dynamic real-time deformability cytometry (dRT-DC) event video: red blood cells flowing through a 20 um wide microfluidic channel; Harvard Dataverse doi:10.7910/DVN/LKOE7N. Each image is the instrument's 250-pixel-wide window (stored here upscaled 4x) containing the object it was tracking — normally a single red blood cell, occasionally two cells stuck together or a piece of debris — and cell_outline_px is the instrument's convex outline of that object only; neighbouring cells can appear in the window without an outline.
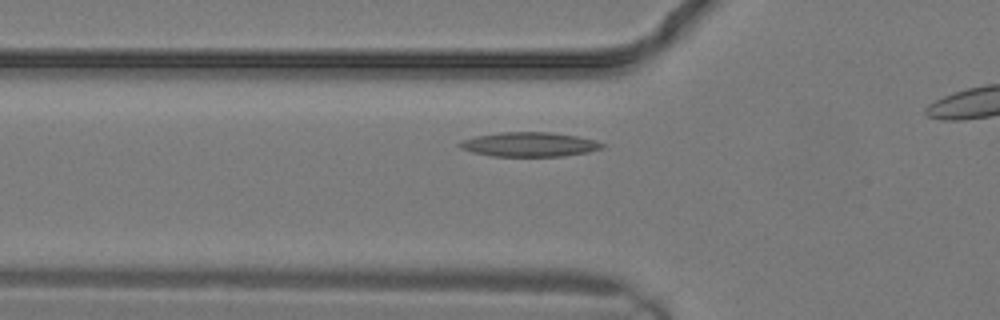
{"species": "common noctule bat (a hibernating species)", "species_latin": "Nyctalus noctula", "temperature_condition": "warm", "stored_images_in_passage": 12, "segment_of_instrument_passage": [1, 2], "camera_frame_rate_fps": 3000, "um_per_image_px": 0.085, "animal": {"sex": "male", "body_mass_g": 19.2, "forearm_length_mm": 51.8}, "frame": {"image": 1, "passage_image": 7, "time_ms": 2.0, "image_size_px": [1000, 320], "cell_outline_px": [[604, 148], [588, 152], [564, 156], [492, 156], [472, 152], [460, 148], [456, 144], [464, 140], [476, 136], [500, 132], [552, 132], [576, 136], [596, 140], [604, 144]], "centroid_in_image_um": [45.01, 12.27], "position_along_channel_um": 80.8, "area_um2": 20.29}}
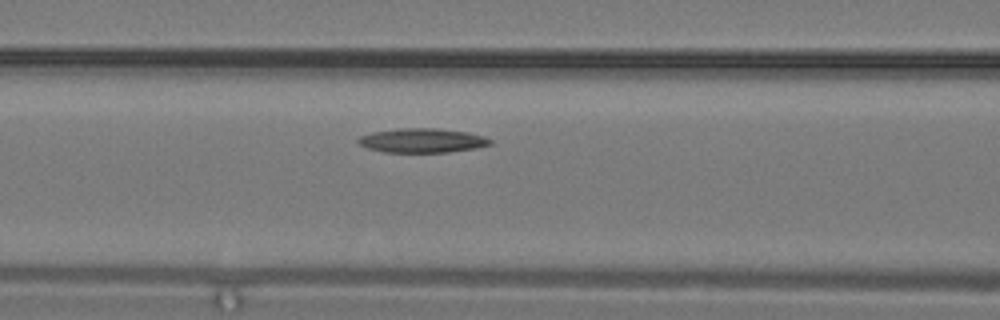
{"frame": {"image": 2, "passage_image": 9, "time_ms": 2.667, "image_size_px": [1000, 320], "cell_outline_px": [[492, 144], [476, 148], [448, 152], [384, 152], [368, 148], [360, 144], [356, 140], [360, 136], [372, 132], [396, 128], [436, 128], [468, 132], [484, 136], [492, 140]], "centroid_in_image_um": [35.89, 11.93], "position_along_channel_um": 130.7, "area_um2": 18.73}}